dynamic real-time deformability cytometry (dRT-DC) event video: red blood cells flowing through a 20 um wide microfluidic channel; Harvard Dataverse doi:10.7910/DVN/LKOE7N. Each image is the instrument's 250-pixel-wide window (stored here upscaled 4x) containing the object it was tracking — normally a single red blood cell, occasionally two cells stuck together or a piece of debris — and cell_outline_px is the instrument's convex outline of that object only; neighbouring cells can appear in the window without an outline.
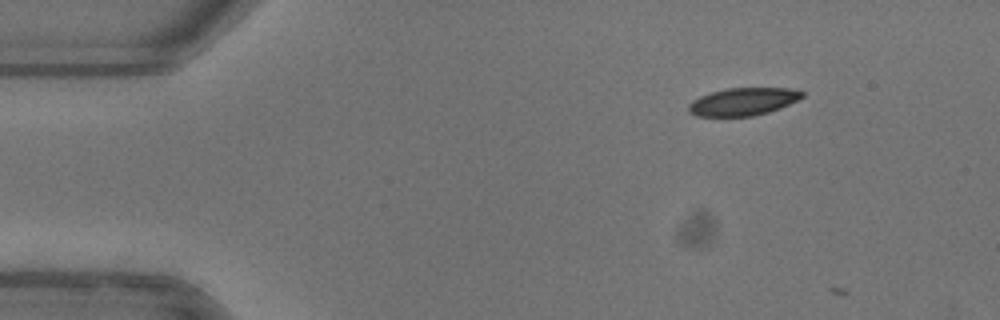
{"species": "common noctule bat (a hibernating species)", "species_latin": "Nyctalus noctula", "temperature_condition": "warm", "stored_images_in_passage": 3, "camera_frame_rate_fps": 3000, "um_per_image_px": 0.085, "animal": {"sex": "female"}, "frame": {"image": 1, "passage_image": 2, "time_ms": 0.333, "image_size_px": [1000, 320], "cell_outline_px": [[804, 96], [780, 108], [768, 112], [752, 116], [696, 116], [688, 112], [688, 104], [692, 100], [700, 96], [712, 92], [728, 88], [788, 88], [804, 92]], "centroid_in_image_um": [63.13, 8.64], "position_along_channel_um": 21.9, "area_um2": 18.21}}